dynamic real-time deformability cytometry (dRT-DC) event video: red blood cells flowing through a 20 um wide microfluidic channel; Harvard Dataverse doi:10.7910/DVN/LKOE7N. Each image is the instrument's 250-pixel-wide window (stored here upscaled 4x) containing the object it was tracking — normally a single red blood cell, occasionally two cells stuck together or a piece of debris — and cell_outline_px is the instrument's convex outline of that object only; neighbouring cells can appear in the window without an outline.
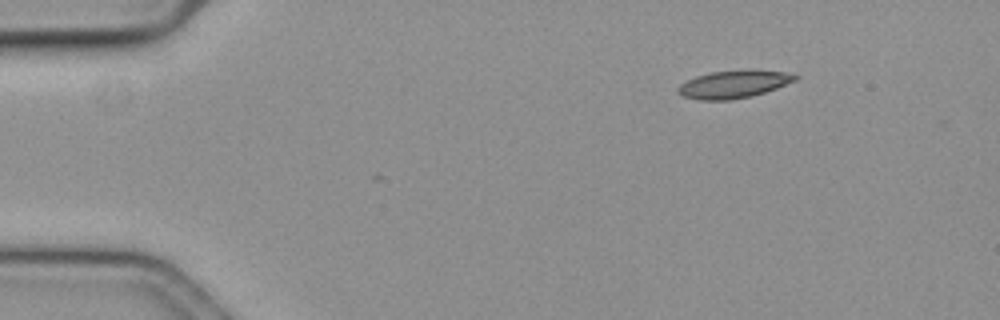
{"species": "common noctule bat (a hibernating species)", "species_latin": "Nyctalus noctula", "temperature_condition": "cold", "stored_images_in_passage": 51, "camera_frame_rate_fps": 3000, "um_per_image_px": 0.085, "animal": {"sex": "female", "body_mass_g": 19.3, "forearm_length_mm": 54.1}, "frame": {"image": 1, "passage_image": 1, "time_ms": 0.0, "image_size_px": [1000, 320], "cell_outline_px": [[800, 76], [796, 80], [776, 88], [764, 92], [748, 96], [728, 100], [700, 100], [684, 96], [676, 92], [676, 88], [680, 84], [696, 76], [712, 72], [756, 68], [784, 72]], "centroid_in_image_um": [62.37, 7.13], "position_along_channel_um": 22.6, "area_um2": 18.96}}
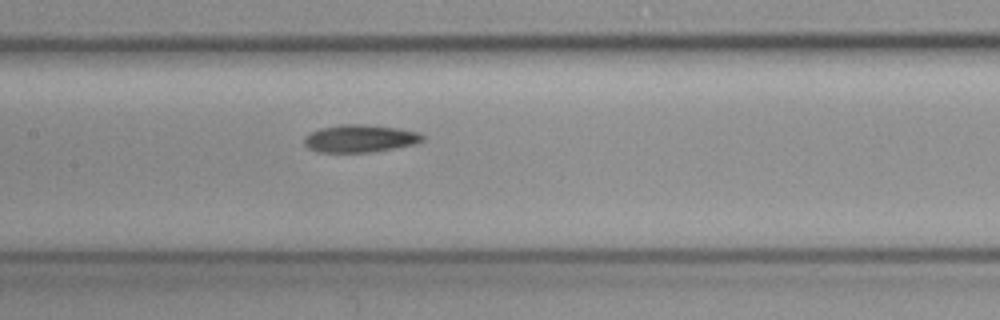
{"frame": {"image": 2, "passage_image": 21, "time_ms": 6.667, "image_size_px": [1000, 320], "cell_outline_px": [[424, 140], [416, 144], [396, 148], [372, 152], [316, 152], [308, 148], [304, 144], [304, 136], [320, 128], [340, 124], [364, 124], [400, 128], [420, 132], [424, 136]], "centroid_in_image_um": [30.62, 11.77], "position_along_channel_um": 176.8, "area_um2": 19.31}}
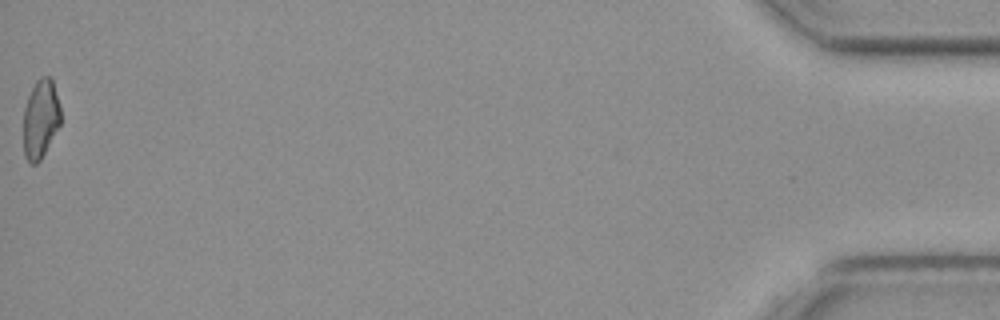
{"frame": {"image": 3, "passage_image": 51, "time_ms": 16.667, "image_size_px": [1000, 320], "cell_outline_px": [[60, 124], [40, 160], [36, 164], [32, 164], [24, 156], [24, 108], [28, 96], [36, 80], [40, 76], [48, 76], [52, 80], [60, 108]], "centroid_in_image_um": [3.44, 10.09], "position_along_channel_um": 431.8, "area_um2": 16.82}, "authors_computed_cell_mechanics": {"area_um2": 18.2648, "velocity_mm_per_s": 3.5899, "shape_relaxation_time_tau1_ms": 6.2076, "shape_relaxation_time_tau2_ms": 9.4606, "deformation_change_tau1": 0.1264, "deformation_change_tau2": 0.1928}}